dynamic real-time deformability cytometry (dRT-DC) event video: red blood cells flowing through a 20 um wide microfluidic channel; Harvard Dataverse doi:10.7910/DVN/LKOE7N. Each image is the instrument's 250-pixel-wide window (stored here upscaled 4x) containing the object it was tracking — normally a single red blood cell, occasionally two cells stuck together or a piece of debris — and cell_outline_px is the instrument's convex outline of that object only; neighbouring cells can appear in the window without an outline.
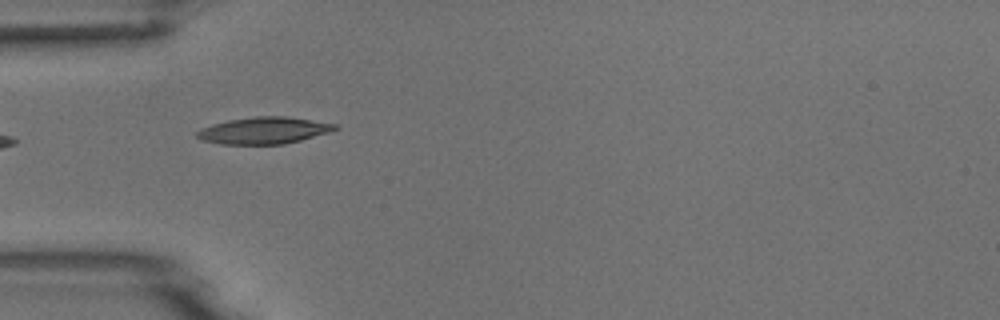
{"species": "common noctule bat (a hibernating species)", "species_latin": "Nyctalus noctula", "temperature_condition": "room temperature", "stored_images_in_passage": 5, "camera_frame_rate_fps": 3000, "um_per_image_px": 0.085, "animal": {"sex": "male", "body_mass_g": 18.8}, "frame": {"image": 1, "passage_image": 5, "time_ms": 4.667, "image_size_px": [1000, 320], "cell_outline_px": [[340, 128], [328, 132], [300, 140], [284, 144], [220, 144], [200, 140], [196, 136], [196, 132], [200, 128], [212, 124], [228, 120], [256, 116], [288, 116], [336, 124]], "centroid_in_image_um": [22.39, 11.09], "position_along_channel_um": 62.6, "area_um2": 21.56}}